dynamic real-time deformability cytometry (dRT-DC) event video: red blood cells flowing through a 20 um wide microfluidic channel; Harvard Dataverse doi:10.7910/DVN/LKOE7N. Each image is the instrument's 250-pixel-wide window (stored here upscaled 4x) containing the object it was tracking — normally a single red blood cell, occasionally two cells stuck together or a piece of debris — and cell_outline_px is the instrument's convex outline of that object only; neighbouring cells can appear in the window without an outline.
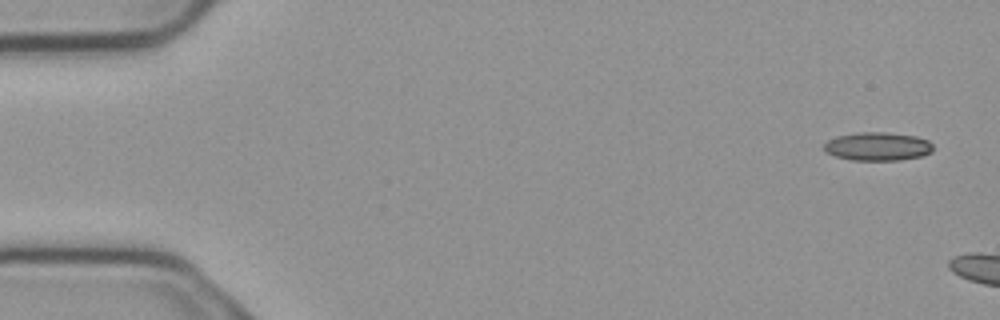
{"species": "common noctule bat (a hibernating species)", "species_latin": "Nyctalus noctula", "temperature_condition": "cold", "stored_images_in_passage": 2, "camera_frame_rate_fps": 3000, "um_per_image_px": 0.085, "animal": {"sex": "male", "body_mass_g": 23.1, "forearm_length_mm": 52.7}, "frame": {"image": 1, "passage_image": 1, "time_ms": 0.0, "image_size_px": [1000, 320], "cell_outline_px": [[932, 152], [920, 156], [900, 160], [852, 160], [836, 156], [828, 152], [824, 148], [824, 144], [828, 140], [836, 136], [856, 132], [888, 132], [916, 136], [928, 140], [932, 144]], "centroid_in_image_um": [74.61, 12.43], "position_along_channel_um": 10.4, "area_um2": 18.03}}